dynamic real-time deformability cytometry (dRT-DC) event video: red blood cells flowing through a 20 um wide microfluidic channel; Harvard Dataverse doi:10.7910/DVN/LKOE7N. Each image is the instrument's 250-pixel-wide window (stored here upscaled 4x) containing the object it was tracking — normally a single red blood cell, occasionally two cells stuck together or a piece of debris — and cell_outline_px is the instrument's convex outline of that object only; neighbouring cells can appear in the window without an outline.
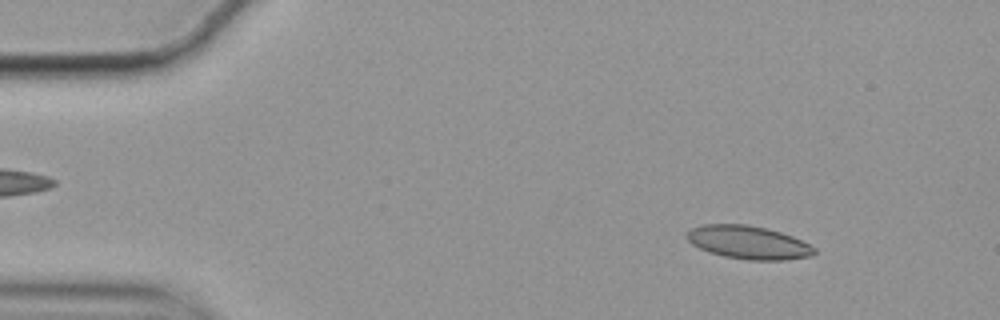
{"species": "common noctule bat (a hibernating species)", "species_latin": "Nyctalus noctula", "temperature_condition": "cold", "stored_images_in_passage": 16, "camera_frame_rate_fps": 3000, "um_per_image_px": 0.085, "animal": {"sex": "female", "body_mass_g": 19.9}, "frame": {"image": 1, "passage_image": 6, "time_ms": 1.667, "image_size_px": [1000, 320], "cell_outline_px": [[816, 252], [812, 256], [784, 260], [748, 260], [724, 256], [708, 252], [692, 244], [688, 240], [688, 232], [692, 228], [704, 224], [748, 224], [768, 228], [792, 236], [816, 248]], "centroid_in_image_um": [63.63, 20.6], "position_along_channel_um": 21.4, "area_um2": 24.62}}